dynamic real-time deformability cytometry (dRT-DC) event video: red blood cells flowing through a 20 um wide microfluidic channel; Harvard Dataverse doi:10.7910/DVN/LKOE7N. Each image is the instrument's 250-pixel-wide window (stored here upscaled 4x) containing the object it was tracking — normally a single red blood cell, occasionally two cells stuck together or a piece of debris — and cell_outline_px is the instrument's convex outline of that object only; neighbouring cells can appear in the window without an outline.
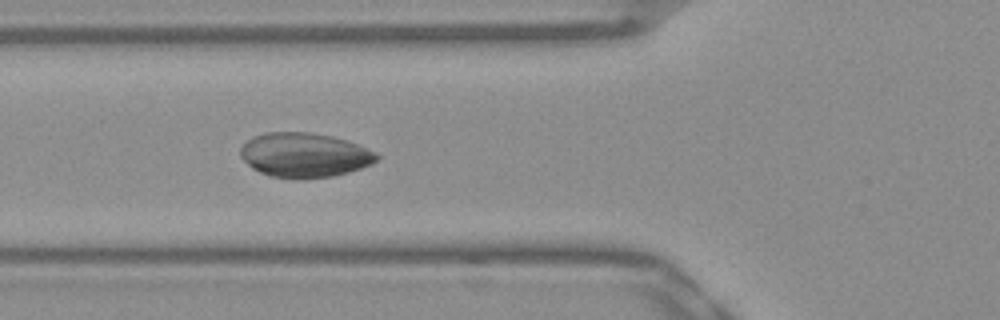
{"species": "Egyptian fruit bat (a non-hibernating species)", "species_latin": "Rousettus aegyptiacus", "temperature_condition": "warm", "stored_images_in_passage": 48, "camera_frame_rate_fps": 3000, "um_per_image_px": 0.085, "frame": {"image": 1, "passage_image": 15, "time_ms": 4.667, "image_size_px": [1000, 320], "cell_outline_px": [[380, 160], [372, 164], [348, 172], [332, 176], [304, 180], [296, 180], [268, 176], [252, 168], [240, 156], [240, 148], [252, 136], [264, 132], [308, 132], [332, 136], [356, 144], [376, 152], [380, 156]], "centroid_in_image_um": [25.86, 13.2], "position_along_channel_um": 99.9, "area_um2": 35.72}}
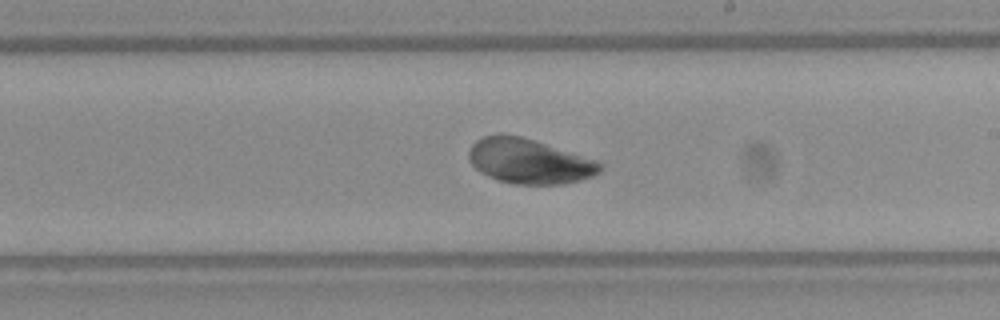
{"frame": {"image": 2, "passage_image": 26, "time_ms": 8.333, "image_size_px": [1000, 320], "cell_outline_px": [[604, 168], [600, 172], [592, 176], [580, 180], [564, 184], [512, 184], [496, 180], [480, 172], [468, 160], [468, 152], [472, 144], [476, 140], [484, 136], [500, 132], [504, 132], [536, 140], [596, 160], [604, 164]], "centroid_in_image_um": [44.96, 13.69], "position_along_channel_um": 244.0, "area_um2": 34.85}}
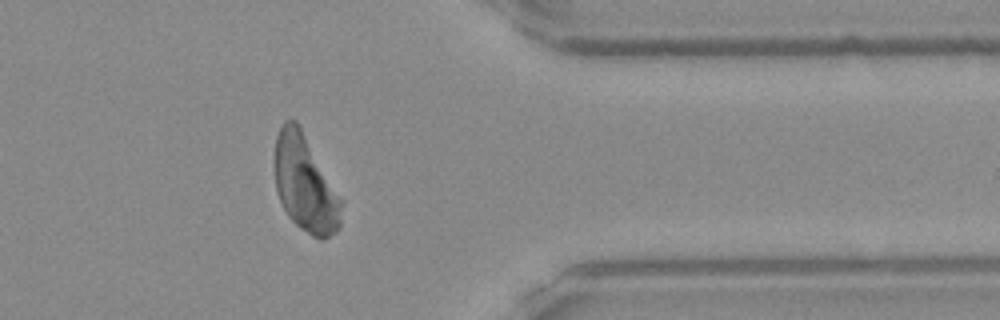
{"frame": {"image": 3, "passage_image": 38, "time_ms": 12.333, "image_size_px": [1000, 320], "cell_outline_px": [[344, 200], [340, 228], [336, 232], [324, 240], [320, 240], [312, 236], [300, 228], [288, 216], [276, 192], [276, 136], [284, 120], [296, 120]], "centroid_in_image_um": [26.0, 15.67], "position_along_channel_um": 385.4, "area_um2": 37.74}}